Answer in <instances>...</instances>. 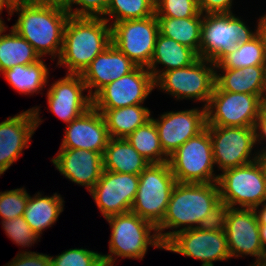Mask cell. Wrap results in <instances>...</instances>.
<instances>
[{
	"instance_id": "1",
	"label": "cell",
	"mask_w": 266,
	"mask_h": 266,
	"mask_svg": "<svg viewBox=\"0 0 266 266\" xmlns=\"http://www.w3.org/2000/svg\"><path fill=\"white\" fill-rule=\"evenodd\" d=\"M221 210L217 182H176L163 220L156 226L159 238L165 244L179 231L215 225L220 221ZM166 229L175 230L164 232Z\"/></svg>"
},
{
	"instance_id": "2",
	"label": "cell",
	"mask_w": 266,
	"mask_h": 266,
	"mask_svg": "<svg viewBox=\"0 0 266 266\" xmlns=\"http://www.w3.org/2000/svg\"><path fill=\"white\" fill-rule=\"evenodd\" d=\"M16 12L18 19L12 29L26 39L41 58L51 55L59 58L64 28L70 14L60 5L31 3L12 9L10 16Z\"/></svg>"
},
{
	"instance_id": "3",
	"label": "cell",
	"mask_w": 266,
	"mask_h": 266,
	"mask_svg": "<svg viewBox=\"0 0 266 266\" xmlns=\"http://www.w3.org/2000/svg\"><path fill=\"white\" fill-rule=\"evenodd\" d=\"M103 17H74L66 22L56 66L67 74H82L93 59L111 44V25Z\"/></svg>"
},
{
	"instance_id": "4",
	"label": "cell",
	"mask_w": 266,
	"mask_h": 266,
	"mask_svg": "<svg viewBox=\"0 0 266 266\" xmlns=\"http://www.w3.org/2000/svg\"><path fill=\"white\" fill-rule=\"evenodd\" d=\"M111 228L110 254H102L105 266H115L117 257L143 259L148 245L164 249L157 227L137 214L130 212L106 218ZM153 231V234H151ZM115 256H117L115 258Z\"/></svg>"
},
{
	"instance_id": "5",
	"label": "cell",
	"mask_w": 266,
	"mask_h": 266,
	"mask_svg": "<svg viewBox=\"0 0 266 266\" xmlns=\"http://www.w3.org/2000/svg\"><path fill=\"white\" fill-rule=\"evenodd\" d=\"M175 184L169 162L150 163L139 174L131 212L157 226L163 220Z\"/></svg>"
},
{
	"instance_id": "6",
	"label": "cell",
	"mask_w": 266,
	"mask_h": 266,
	"mask_svg": "<svg viewBox=\"0 0 266 266\" xmlns=\"http://www.w3.org/2000/svg\"><path fill=\"white\" fill-rule=\"evenodd\" d=\"M218 175L222 207L255 209L266 201V181L257 160Z\"/></svg>"
},
{
	"instance_id": "7",
	"label": "cell",
	"mask_w": 266,
	"mask_h": 266,
	"mask_svg": "<svg viewBox=\"0 0 266 266\" xmlns=\"http://www.w3.org/2000/svg\"><path fill=\"white\" fill-rule=\"evenodd\" d=\"M241 17L233 13L206 14L203 17L200 57L217 63L237 44H244L257 35Z\"/></svg>"
},
{
	"instance_id": "8",
	"label": "cell",
	"mask_w": 266,
	"mask_h": 266,
	"mask_svg": "<svg viewBox=\"0 0 266 266\" xmlns=\"http://www.w3.org/2000/svg\"><path fill=\"white\" fill-rule=\"evenodd\" d=\"M215 86V63L199 57L190 66L163 72L155 87L177 100L204 102L207 106Z\"/></svg>"
},
{
	"instance_id": "9",
	"label": "cell",
	"mask_w": 266,
	"mask_h": 266,
	"mask_svg": "<svg viewBox=\"0 0 266 266\" xmlns=\"http://www.w3.org/2000/svg\"><path fill=\"white\" fill-rule=\"evenodd\" d=\"M169 164L176 182L212 183L219 175L214 173V159L209 130L205 128L180 146L170 157Z\"/></svg>"
},
{
	"instance_id": "10",
	"label": "cell",
	"mask_w": 266,
	"mask_h": 266,
	"mask_svg": "<svg viewBox=\"0 0 266 266\" xmlns=\"http://www.w3.org/2000/svg\"><path fill=\"white\" fill-rule=\"evenodd\" d=\"M164 250L200 260L201 266H214L215 261L231 258L220 223L179 231L164 244Z\"/></svg>"
},
{
	"instance_id": "11",
	"label": "cell",
	"mask_w": 266,
	"mask_h": 266,
	"mask_svg": "<svg viewBox=\"0 0 266 266\" xmlns=\"http://www.w3.org/2000/svg\"><path fill=\"white\" fill-rule=\"evenodd\" d=\"M262 100L257 95L227 92L214 86L206 108V126L255 127Z\"/></svg>"
},
{
	"instance_id": "12",
	"label": "cell",
	"mask_w": 266,
	"mask_h": 266,
	"mask_svg": "<svg viewBox=\"0 0 266 266\" xmlns=\"http://www.w3.org/2000/svg\"><path fill=\"white\" fill-rule=\"evenodd\" d=\"M219 223L224 229L230 257H255L260 265L265 252L260 241L259 222L254 209L222 207Z\"/></svg>"
},
{
	"instance_id": "13",
	"label": "cell",
	"mask_w": 266,
	"mask_h": 266,
	"mask_svg": "<svg viewBox=\"0 0 266 266\" xmlns=\"http://www.w3.org/2000/svg\"><path fill=\"white\" fill-rule=\"evenodd\" d=\"M159 34L156 15L111 25V43L137 66L148 67Z\"/></svg>"
},
{
	"instance_id": "14",
	"label": "cell",
	"mask_w": 266,
	"mask_h": 266,
	"mask_svg": "<svg viewBox=\"0 0 266 266\" xmlns=\"http://www.w3.org/2000/svg\"><path fill=\"white\" fill-rule=\"evenodd\" d=\"M206 128L209 130L213 159L218 170L224 171L257 160L259 152H252L257 145L255 127L206 126Z\"/></svg>"
},
{
	"instance_id": "15",
	"label": "cell",
	"mask_w": 266,
	"mask_h": 266,
	"mask_svg": "<svg viewBox=\"0 0 266 266\" xmlns=\"http://www.w3.org/2000/svg\"><path fill=\"white\" fill-rule=\"evenodd\" d=\"M155 89L151 72L137 66L129 74L105 85L92 97L95 109H116L143 104Z\"/></svg>"
},
{
	"instance_id": "16",
	"label": "cell",
	"mask_w": 266,
	"mask_h": 266,
	"mask_svg": "<svg viewBox=\"0 0 266 266\" xmlns=\"http://www.w3.org/2000/svg\"><path fill=\"white\" fill-rule=\"evenodd\" d=\"M138 186L139 175L104 170L89 193L106 219L131 211Z\"/></svg>"
},
{
	"instance_id": "17",
	"label": "cell",
	"mask_w": 266,
	"mask_h": 266,
	"mask_svg": "<svg viewBox=\"0 0 266 266\" xmlns=\"http://www.w3.org/2000/svg\"><path fill=\"white\" fill-rule=\"evenodd\" d=\"M40 107H32L0 122V176L18 160L43 122Z\"/></svg>"
},
{
	"instance_id": "18",
	"label": "cell",
	"mask_w": 266,
	"mask_h": 266,
	"mask_svg": "<svg viewBox=\"0 0 266 266\" xmlns=\"http://www.w3.org/2000/svg\"><path fill=\"white\" fill-rule=\"evenodd\" d=\"M156 125L161 147L170 157L190 138L206 128V108L164 112L158 119L151 117Z\"/></svg>"
},
{
	"instance_id": "19",
	"label": "cell",
	"mask_w": 266,
	"mask_h": 266,
	"mask_svg": "<svg viewBox=\"0 0 266 266\" xmlns=\"http://www.w3.org/2000/svg\"><path fill=\"white\" fill-rule=\"evenodd\" d=\"M81 74H67L51 84L47 92L50 111L69 124L92 107V97L87 94Z\"/></svg>"
},
{
	"instance_id": "20",
	"label": "cell",
	"mask_w": 266,
	"mask_h": 266,
	"mask_svg": "<svg viewBox=\"0 0 266 266\" xmlns=\"http://www.w3.org/2000/svg\"><path fill=\"white\" fill-rule=\"evenodd\" d=\"M51 161L61 175L88 191L104 171L102 154L91 150L59 148Z\"/></svg>"
},
{
	"instance_id": "21",
	"label": "cell",
	"mask_w": 266,
	"mask_h": 266,
	"mask_svg": "<svg viewBox=\"0 0 266 266\" xmlns=\"http://www.w3.org/2000/svg\"><path fill=\"white\" fill-rule=\"evenodd\" d=\"M109 138L102 114L92 106L66 126L60 148L91 150L103 155Z\"/></svg>"
},
{
	"instance_id": "22",
	"label": "cell",
	"mask_w": 266,
	"mask_h": 266,
	"mask_svg": "<svg viewBox=\"0 0 266 266\" xmlns=\"http://www.w3.org/2000/svg\"><path fill=\"white\" fill-rule=\"evenodd\" d=\"M136 67L135 63L111 43L93 59L81 76L88 94L93 97L105 85L129 74Z\"/></svg>"
},
{
	"instance_id": "23",
	"label": "cell",
	"mask_w": 266,
	"mask_h": 266,
	"mask_svg": "<svg viewBox=\"0 0 266 266\" xmlns=\"http://www.w3.org/2000/svg\"><path fill=\"white\" fill-rule=\"evenodd\" d=\"M215 72V85L222 91L257 95L262 101L266 91V65Z\"/></svg>"
},
{
	"instance_id": "24",
	"label": "cell",
	"mask_w": 266,
	"mask_h": 266,
	"mask_svg": "<svg viewBox=\"0 0 266 266\" xmlns=\"http://www.w3.org/2000/svg\"><path fill=\"white\" fill-rule=\"evenodd\" d=\"M198 58V54L193 49L159 33L147 69L156 80L163 72L190 66ZM159 64L164 66L162 70L158 69Z\"/></svg>"
},
{
	"instance_id": "25",
	"label": "cell",
	"mask_w": 266,
	"mask_h": 266,
	"mask_svg": "<svg viewBox=\"0 0 266 266\" xmlns=\"http://www.w3.org/2000/svg\"><path fill=\"white\" fill-rule=\"evenodd\" d=\"M106 171L139 175L150 163L126 138H109L102 155Z\"/></svg>"
},
{
	"instance_id": "26",
	"label": "cell",
	"mask_w": 266,
	"mask_h": 266,
	"mask_svg": "<svg viewBox=\"0 0 266 266\" xmlns=\"http://www.w3.org/2000/svg\"><path fill=\"white\" fill-rule=\"evenodd\" d=\"M65 202L60 194L42 196L39 192L28 197L23 217L31 229L40 237L42 231L51 227L60 213L63 212Z\"/></svg>"
},
{
	"instance_id": "27",
	"label": "cell",
	"mask_w": 266,
	"mask_h": 266,
	"mask_svg": "<svg viewBox=\"0 0 266 266\" xmlns=\"http://www.w3.org/2000/svg\"><path fill=\"white\" fill-rule=\"evenodd\" d=\"M143 104L116 109H97L103 116L110 138H126L151 119L150 109Z\"/></svg>"
},
{
	"instance_id": "28",
	"label": "cell",
	"mask_w": 266,
	"mask_h": 266,
	"mask_svg": "<svg viewBox=\"0 0 266 266\" xmlns=\"http://www.w3.org/2000/svg\"><path fill=\"white\" fill-rule=\"evenodd\" d=\"M203 17L201 12L191 18L157 17L159 33L193 49L200 57Z\"/></svg>"
},
{
	"instance_id": "29",
	"label": "cell",
	"mask_w": 266,
	"mask_h": 266,
	"mask_svg": "<svg viewBox=\"0 0 266 266\" xmlns=\"http://www.w3.org/2000/svg\"><path fill=\"white\" fill-rule=\"evenodd\" d=\"M1 74L19 94L34 95L40 93L47 85L49 69L41 58L33 64L16 65Z\"/></svg>"
},
{
	"instance_id": "30",
	"label": "cell",
	"mask_w": 266,
	"mask_h": 266,
	"mask_svg": "<svg viewBox=\"0 0 266 266\" xmlns=\"http://www.w3.org/2000/svg\"><path fill=\"white\" fill-rule=\"evenodd\" d=\"M8 27L0 31V73L16 65L33 64L41 59L32 45L17 34L12 28L3 34Z\"/></svg>"
},
{
	"instance_id": "31",
	"label": "cell",
	"mask_w": 266,
	"mask_h": 266,
	"mask_svg": "<svg viewBox=\"0 0 266 266\" xmlns=\"http://www.w3.org/2000/svg\"><path fill=\"white\" fill-rule=\"evenodd\" d=\"M256 65H266L263 45L258 35L244 44H237L226 53L215 63V72L219 69H240Z\"/></svg>"
},
{
	"instance_id": "32",
	"label": "cell",
	"mask_w": 266,
	"mask_h": 266,
	"mask_svg": "<svg viewBox=\"0 0 266 266\" xmlns=\"http://www.w3.org/2000/svg\"><path fill=\"white\" fill-rule=\"evenodd\" d=\"M126 139L149 163L169 161V157L161 147L157 128L152 118L138 127Z\"/></svg>"
},
{
	"instance_id": "33",
	"label": "cell",
	"mask_w": 266,
	"mask_h": 266,
	"mask_svg": "<svg viewBox=\"0 0 266 266\" xmlns=\"http://www.w3.org/2000/svg\"><path fill=\"white\" fill-rule=\"evenodd\" d=\"M155 14V0H109L103 18L112 23L144 19ZM108 16V17H107ZM113 18V19H112Z\"/></svg>"
},
{
	"instance_id": "34",
	"label": "cell",
	"mask_w": 266,
	"mask_h": 266,
	"mask_svg": "<svg viewBox=\"0 0 266 266\" xmlns=\"http://www.w3.org/2000/svg\"><path fill=\"white\" fill-rule=\"evenodd\" d=\"M51 258V266H105L102 253L84 248H74Z\"/></svg>"
},
{
	"instance_id": "35",
	"label": "cell",
	"mask_w": 266,
	"mask_h": 266,
	"mask_svg": "<svg viewBox=\"0 0 266 266\" xmlns=\"http://www.w3.org/2000/svg\"><path fill=\"white\" fill-rule=\"evenodd\" d=\"M199 13L198 0H155L156 17L191 18Z\"/></svg>"
},
{
	"instance_id": "36",
	"label": "cell",
	"mask_w": 266,
	"mask_h": 266,
	"mask_svg": "<svg viewBox=\"0 0 266 266\" xmlns=\"http://www.w3.org/2000/svg\"><path fill=\"white\" fill-rule=\"evenodd\" d=\"M28 197L29 194L24 187L0 192V218L2 221L22 216Z\"/></svg>"
},
{
	"instance_id": "37",
	"label": "cell",
	"mask_w": 266,
	"mask_h": 266,
	"mask_svg": "<svg viewBox=\"0 0 266 266\" xmlns=\"http://www.w3.org/2000/svg\"><path fill=\"white\" fill-rule=\"evenodd\" d=\"M1 222L8 238L14 241L15 244H18V246L20 245L22 248L31 247L32 244L36 243L39 239V236L31 229L23 215Z\"/></svg>"
},
{
	"instance_id": "38",
	"label": "cell",
	"mask_w": 266,
	"mask_h": 266,
	"mask_svg": "<svg viewBox=\"0 0 266 266\" xmlns=\"http://www.w3.org/2000/svg\"><path fill=\"white\" fill-rule=\"evenodd\" d=\"M109 0H67L63 6L70 16L74 17H103ZM73 5L78 7L73 8Z\"/></svg>"
},
{
	"instance_id": "39",
	"label": "cell",
	"mask_w": 266,
	"mask_h": 266,
	"mask_svg": "<svg viewBox=\"0 0 266 266\" xmlns=\"http://www.w3.org/2000/svg\"><path fill=\"white\" fill-rule=\"evenodd\" d=\"M5 266H51V258L49 254L22 250Z\"/></svg>"
},
{
	"instance_id": "40",
	"label": "cell",
	"mask_w": 266,
	"mask_h": 266,
	"mask_svg": "<svg viewBox=\"0 0 266 266\" xmlns=\"http://www.w3.org/2000/svg\"><path fill=\"white\" fill-rule=\"evenodd\" d=\"M233 0H198L199 11L203 14L233 13Z\"/></svg>"
},
{
	"instance_id": "41",
	"label": "cell",
	"mask_w": 266,
	"mask_h": 266,
	"mask_svg": "<svg viewBox=\"0 0 266 266\" xmlns=\"http://www.w3.org/2000/svg\"><path fill=\"white\" fill-rule=\"evenodd\" d=\"M256 131V144L262 143V140L266 141V105L262 102L259 117L255 126ZM263 150H258L259 153H266V147H262Z\"/></svg>"
},
{
	"instance_id": "42",
	"label": "cell",
	"mask_w": 266,
	"mask_h": 266,
	"mask_svg": "<svg viewBox=\"0 0 266 266\" xmlns=\"http://www.w3.org/2000/svg\"><path fill=\"white\" fill-rule=\"evenodd\" d=\"M257 35L261 39L263 50H264V57L266 61V14L261 16L259 18V21L257 22Z\"/></svg>"
},
{
	"instance_id": "43",
	"label": "cell",
	"mask_w": 266,
	"mask_h": 266,
	"mask_svg": "<svg viewBox=\"0 0 266 266\" xmlns=\"http://www.w3.org/2000/svg\"><path fill=\"white\" fill-rule=\"evenodd\" d=\"M259 206H261L259 208ZM257 206L254 210L256 212L259 225H266V201Z\"/></svg>"
},
{
	"instance_id": "44",
	"label": "cell",
	"mask_w": 266,
	"mask_h": 266,
	"mask_svg": "<svg viewBox=\"0 0 266 266\" xmlns=\"http://www.w3.org/2000/svg\"><path fill=\"white\" fill-rule=\"evenodd\" d=\"M5 2L11 9H14L18 6L31 4L32 0H5Z\"/></svg>"
},
{
	"instance_id": "45",
	"label": "cell",
	"mask_w": 266,
	"mask_h": 266,
	"mask_svg": "<svg viewBox=\"0 0 266 266\" xmlns=\"http://www.w3.org/2000/svg\"><path fill=\"white\" fill-rule=\"evenodd\" d=\"M257 161L262 169V172L264 174V179L266 181V153H259Z\"/></svg>"
},
{
	"instance_id": "46",
	"label": "cell",
	"mask_w": 266,
	"mask_h": 266,
	"mask_svg": "<svg viewBox=\"0 0 266 266\" xmlns=\"http://www.w3.org/2000/svg\"><path fill=\"white\" fill-rule=\"evenodd\" d=\"M260 241L263 247V251H266V225H259Z\"/></svg>"
},
{
	"instance_id": "47",
	"label": "cell",
	"mask_w": 266,
	"mask_h": 266,
	"mask_svg": "<svg viewBox=\"0 0 266 266\" xmlns=\"http://www.w3.org/2000/svg\"><path fill=\"white\" fill-rule=\"evenodd\" d=\"M67 0H32V3H41V4H56L64 6Z\"/></svg>"
},
{
	"instance_id": "48",
	"label": "cell",
	"mask_w": 266,
	"mask_h": 266,
	"mask_svg": "<svg viewBox=\"0 0 266 266\" xmlns=\"http://www.w3.org/2000/svg\"><path fill=\"white\" fill-rule=\"evenodd\" d=\"M4 7L7 8L8 15L10 16L12 9L6 4L5 0H0V15L2 14Z\"/></svg>"
},
{
	"instance_id": "49",
	"label": "cell",
	"mask_w": 266,
	"mask_h": 266,
	"mask_svg": "<svg viewBox=\"0 0 266 266\" xmlns=\"http://www.w3.org/2000/svg\"><path fill=\"white\" fill-rule=\"evenodd\" d=\"M5 27L3 19L0 17V31Z\"/></svg>"
},
{
	"instance_id": "50",
	"label": "cell",
	"mask_w": 266,
	"mask_h": 266,
	"mask_svg": "<svg viewBox=\"0 0 266 266\" xmlns=\"http://www.w3.org/2000/svg\"><path fill=\"white\" fill-rule=\"evenodd\" d=\"M260 266H266V251H265V254H264L263 261H262V263L260 264Z\"/></svg>"
},
{
	"instance_id": "51",
	"label": "cell",
	"mask_w": 266,
	"mask_h": 266,
	"mask_svg": "<svg viewBox=\"0 0 266 266\" xmlns=\"http://www.w3.org/2000/svg\"><path fill=\"white\" fill-rule=\"evenodd\" d=\"M263 103L266 105V91H265V95H264V98H263Z\"/></svg>"
}]
</instances>
